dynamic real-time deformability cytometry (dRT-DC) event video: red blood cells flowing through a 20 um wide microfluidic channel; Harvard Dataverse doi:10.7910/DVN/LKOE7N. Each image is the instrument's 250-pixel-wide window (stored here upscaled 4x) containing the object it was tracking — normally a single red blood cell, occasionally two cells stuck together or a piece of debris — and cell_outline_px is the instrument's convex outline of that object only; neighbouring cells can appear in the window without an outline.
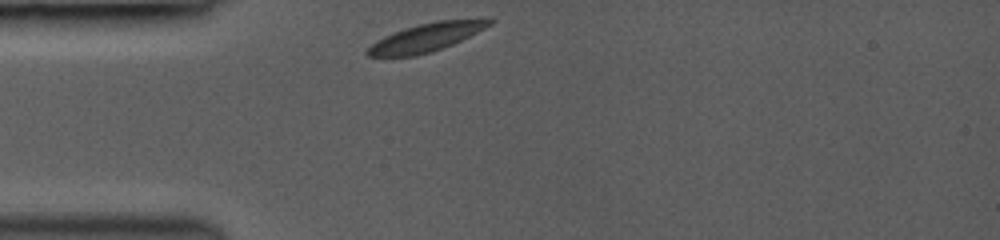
{"species": "common noctule bat (a hibernating species)", "species_latin": "Nyctalus noctula", "temperature_condition": "room temperature", "stored_images_in_passage": 8, "camera_frame_rate_fps": 3000, "um_per_image_px": 0.085, "animal": {"sex": "female", "body_mass_g": 19.0, "forearm_length_mm": 53.3}, "frame": {"image": 1, "passage_image": 1, "time_ms": 0.0, "image_size_px": [1000, 240], "cell_outline_px": [[496, 20], [492, 24], [452, 44], [432, 52], [416, 56], [368, 56], [364, 52], [376, 40], [384, 36], [404, 28], [436, 20]], "centroid_in_image_um": [36.14, 3.2], "position_along_channel_um": 48.9, "area_um2": 19.59}}
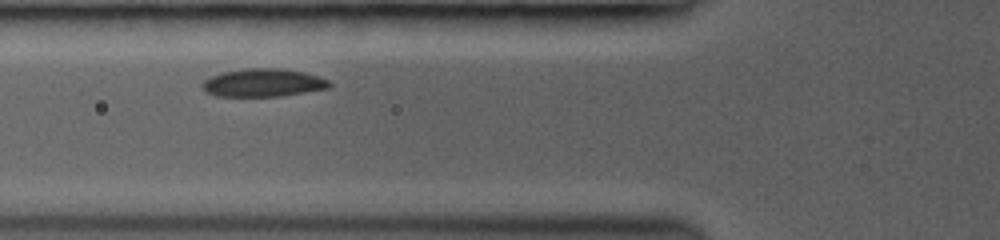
{"frame": {"image": 2, "passage_image": 5, "time_ms": 1.667, "image_size_px": [1000, 240], "cell_outline_px": [[332, 88], [280, 96], [216, 96], [204, 92], [200, 84], [204, 80], [220, 72], [248, 68], [280, 68], [304, 72], [328, 80], [332, 84]], "centroid_in_image_um": [22.35, 7.04], "position_along_channel_um": 103.5, "area_um2": 20.92}}
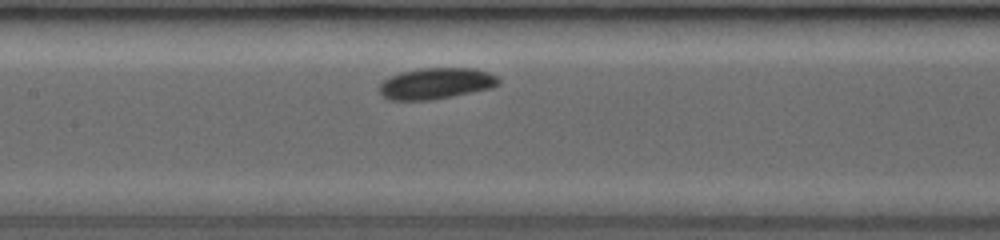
{"frame": {"image": 3, "passage_image": 8, "time_ms": 3.333, "image_size_px": [1000, 240], "cell_outline_px": [[500, 84], [492, 88], [432, 100], [388, 100], [380, 96], [380, 84], [384, 80], [400, 72], [420, 68], [476, 68], [488, 72], [496, 76], [500, 80]], "centroid_in_image_um": [37.06, 7.1], "position_along_channel_um": 170.3, "area_um2": 21.79}}